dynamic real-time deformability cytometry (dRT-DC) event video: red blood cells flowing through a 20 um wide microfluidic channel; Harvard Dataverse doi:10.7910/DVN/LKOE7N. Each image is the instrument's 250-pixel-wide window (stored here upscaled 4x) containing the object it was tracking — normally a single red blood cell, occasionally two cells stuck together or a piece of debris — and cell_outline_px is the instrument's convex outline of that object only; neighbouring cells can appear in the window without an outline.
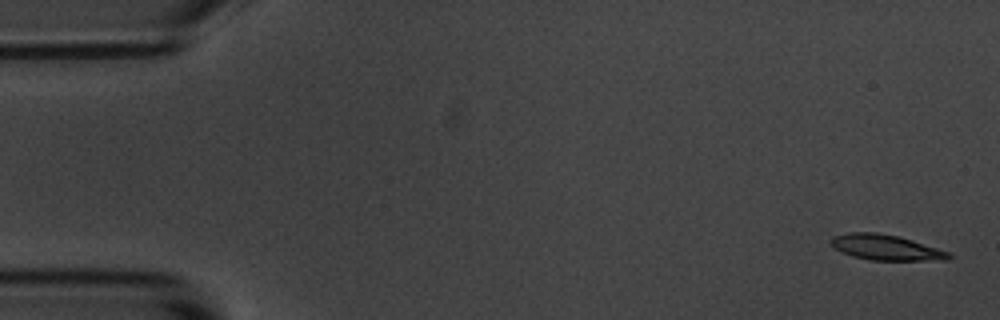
{"species": "common noctule bat (a hibernating species)", "species_latin": "Nyctalus noctula", "temperature_condition": "room temperature", "stored_images_in_passage": 5, "camera_frame_rate_fps": 3000, "um_per_image_px": 0.085, "animal": {"sex": "male", "body_mass_g": 20.1, "forearm_length_mm": 53.5}, "frame": {"image": 1, "passage_image": 1, "time_ms": 0.0, "image_size_px": [1000, 320], "cell_outline_px": [[952, 256], [948, 260], [872, 260], [852, 256], [836, 248], [828, 240], [832, 236], [848, 232], [876, 232], [900, 236], [948, 252]], "centroid_in_image_um": [75.27, 21.02], "position_along_channel_um": 9.7, "area_um2": 17.34}}
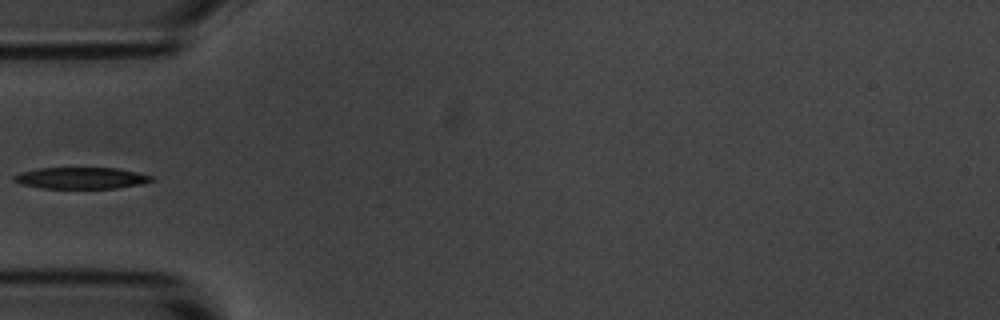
{"frame": {"image": 2, "passage_image": 5, "time_ms": 5.333, "image_size_px": [1000, 320], "cell_outline_px": [[156, 180], [140, 184], [116, 188], [44, 188], [24, 184], [12, 180], [12, 176], [20, 172], [40, 168], [116, 168], [136, 172], [152, 176]], "centroid_in_image_um": [6.91, 15.13], "position_along_channel_um": 78.1, "area_um2": 17.05}}